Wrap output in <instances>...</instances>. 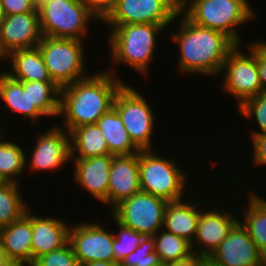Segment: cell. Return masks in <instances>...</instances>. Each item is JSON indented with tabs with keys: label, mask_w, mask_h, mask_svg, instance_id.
<instances>
[{
	"label": "cell",
	"mask_w": 266,
	"mask_h": 266,
	"mask_svg": "<svg viewBox=\"0 0 266 266\" xmlns=\"http://www.w3.org/2000/svg\"><path fill=\"white\" fill-rule=\"evenodd\" d=\"M89 10L102 21L109 15V13L116 6L117 0H82Z\"/></svg>",
	"instance_id": "cell-36"
},
{
	"label": "cell",
	"mask_w": 266,
	"mask_h": 266,
	"mask_svg": "<svg viewBox=\"0 0 266 266\" xmlns=\"http://www.w3.org/2000/svg\"><path fill=\"white\" fill-rule=\"evenodd\" d=\"M180 11L199 26L220 31L241 46L237 26L254 18L248 0H184Z\"/></svg>",
	"instance_id": "cell-4"
},
{
	"label": "cell",
	"mask_w": 266,
	"mask_h": 266,
	"mask_svg": "<svg viewBox=\"0 0 266 266\" xmlns=\"http://www.w3.org/2000/svg\"><path fill=\"white\" fill-rule=\"evenodd\" d=\"M62 219L32 213V264L40 256L60 249L69 242L70 226Z\"/></svg>",
	"instance_id": "cell-19"
},
{
	"label": "cell",
	"mask_w": 266,
	"mask_h": 266,
	"mask_svg": "<svg viewBox=\"0 0 266 266\" xmlns=\"http://www.w3.org/2000/svg\"><path fill=\"white\" fill-rule=\"evenodd\" d=\"M2 131L0 130V179L3 182L19 183L17 178L26 168V153L18 143L6 141L5 131Z\"/></svg>",
	"instance_id": "cell-27"
},
{
	"label": "cell",
	"mask_w": 266,
	"mask_h": 266,
	"mask_svg": "<svg viewBox=\"0 0 266 266\" xmlns=\"http://www.w3.org/2000/svg\"><path fill=\"white\" fill-rule=\"evenodd\" d=\"M187 199L168 203L165 210L163 229L192 244L197 232L199 215L205 204L200 207L203 204L202 202L197 205V203L194 204V201L192 203Z\"/></svg>",
	"instance_id": "cell-21"
},
{
	"label": "cell",
	"mask_w": 266,
	"mask_h": 266,
	"mask_svg": "<svg viewBox=\"0 0 266 266\" xmlns=\"http://www.w3.org/2000/svg\"><path fill=\"white\" fill-rule=\"evenodd\" d=\"M9 261L6 251L3 248L2 240L0 239V266H6Z\"/></svg>",
	"instance_id": "cell-42"
},
{
	"label": "cell",
	"mask_w": 266,
	"mask_h": 266,
	"mask_svg": "<svg viewBox=\"0 0 266 266\" xmlns=\"http://www.w3.org/2000/svg\"><path fill=\"white\" fill-rule=\"evenodd\" d=\"M96 124L102 131L111 155H132L141 151L131 140L121 117L113 107Z\"/></svg>",
	"instance_id": "cell-24"
},
{
	"label": "cell",
	"mask_w": 266,
	"mask_h": 266,
	"mask_svg": "<svg viewBox=\"0 0 266 266\" xmlns=\"http://www.w3.org/2000/svg\"><path fill=\"white\" fill-rule=\"evenodd\" d=\"M109 26L108 46L113 64L129 66L146 76L155 55L157 36L167 27L150 23Z\"/></svg>",
	"instance_id": "cell-3"
},
{
	"label": "cell",
	"mask_w": 266,
	"mask_h": 266,
	"mask_svg": "<svg viewBox=\"0 0 266 266\" xmlns=\"http://www.w3.org/2000/svg\"><path fill=\"white\" fill-rule=\"evenodd\" d=\"M253 192L252 190L248 193V208L240 212L242 213L240 222L264 256L266 255V199Z\"/></svg>",
	"instance_id": "cell-26"
},
{
	"label": "cell",
	"mask_w": 266,
	"mask_h": 266,
	"mask_svg": "<svg viewBox=\"0 0 266 266\" xmlns=\"http://www.w3.org/2000/svg\"><path fill=\"white\" fill-rule=\"evenodd\" d=\"M237 110L242 114L241 116L248 120L253 117L256 119L260 131L253 130L250 135L266 133V93H261L245 100L237 107Z\"/></svg>",
	"instance_id": "cell-33"
},
{
	"label": "cell",
	"mask_w": 266,
	"mask_h": 266,
	"mask_svg": "<svg viewBox=\"0 0 266 266\" xmlns=\"http://www.w3.org/2000/svg\"><path fill=\"white\" fill-rule=\"evenodd\" d=\"M236 45L227 55L221 73L222 88L237 99V107L245 100L263 93L257 68V54L249 47L248 54Z\"/></svg>",
	"instance_id": "cell-10"
},
{
	"label": "cell",
	"mask_w": 266,
	"mask_h": 266,
	"mask_svg": "<svg viewBox=\"0 0 266 266\" xmlns=\"http://www.w3.org/2000/svg\"><path fill=\"white\" fill-rule=\"evenodd\" d=\"M179 31H170L179 47V72L220 75L228 53L236 44L224 33L192 23L181 11Z\"/></svg>",
	"instance_id": "cell-2"
},
{
	"label": "cell",
	"mask_w": 266,
	"mask_h": 266,
	"mask_svg": "<svg viewBox=\"0 0 266 266\" xmlns=\"http://www.w3.org/2000/svg\"><path fill=\"white\" fill-rule=\"evenodd\" d=\"M120 266H163L155 251L153 236H144L134 252L127 255Z\"/></svg>",
	"instance_id": "cell-32"
},
{
	"label": "cell",
	"mask_w": 266,
	"mask_h": 266,
	"mask_svg": "<svg viewBox=\"0 0 266 266\" xmlns=\"http://www.w3.org/2000/svg\"><path fill=\"white\" fill-rule=\"evenodd\" d=\"M251 141L253 142V164L256 167L265 166L266 164V133L250 135Z\"/></svg>",
	"instance_id": "cell-38"
},
{
	"label": "cell",
	"mask_w": 266,
	"mask_h": 266,
	"mask_svg": "<svg viewBox=\"0 0 266 266\" xmlns=\"http://www.w3.org/2000/svg\"><path fill=\"white\" fill-rule=\"evenodd\" d=\"M238 221L232 211L205 206L200 212L197 232L191 244L193 252L200 256H211Z\"/></svg>",
	"instance_id": "cell-14"
},
{
	"label": "cell",
	"mask_w": 266,
	"mask_h": 266,
	"mask_svg": "<svg viewBox=\"0 0 266 266\" xmlns=\"http://www.w3.org/2000/svg\"><path fill=\"white\" fill-rule=\"evenodd\" d=\"M168 201L140 191L114 206L108 213L117 222L143 236H154L163 228Z\"/></svg>",
	"instance_id": "cell-9"
},
{
	"label": "cell",
	"mask_w": 266,
	"mask_h": 266,
	"mask_svg": "<svg viewBox=\"0 0 266 266\" xmlns=\"http://www.w3.org/2000/svg\"><path fill=\"white\" fill-rule=\"evenodd\" d=\"M140 191L139 153L114 156L107 190L109 211L122 200Z\"/></svg>",
	"instance_id": "cell-17"
},
{
	"label": "cell",
	"mask_w": 266,
	"mask_h": 266,
	"mask_svg": "<svg viewBox=\"0 0 266 266\" xmlns=\"http://www.w3.org/2000/svg\"><path fill=\"white\" fill-rule=\"evenodd\" d=\"M114 221L119 231L114 232L112 251L114 262L121 264L127 255L135 251L144 236L133 228L127 227L116 220Z\"/></svg>",
	"instance_id": "cell-31"
},
{
	"label": "cell",
	"mask_w": 266,
	"mask_h": 266,
	"mask_svg": "<svg viewBox=\"0 0 266 266\" xmlns=\"http://www.w3.org/2000/svg\"><path fill=\"white\" fill-rule=\"evenodd\" d=\"M4 18H5V14H4L3 7L1 4V0H0V26H1L2 22L4 21Z\"/></svg>",
	"instance_id": "cell-45"
},
{
	"label": "cell",
	"mask_w": 266,
	"mask_h": 266,
	"mask_svg": "<svg viewBox=\"0 0 266 266\" xmlns=\"http://www.w3.org/2000/svg\"><path fill=\"white\" fill-rule=\"evenodd\" d=\"M113 108L121 117L133 143L140 150L152 149L155 115L148 100L124 83L115 95Z\"/></svg>",
	"instance_id": "cell-8"
},
{
	"label": "cell",
	"mask_w": 266,
	"mask_h": 266,
	"mask_svg": "<svg viewBox=\"0 0 266 266\" xmlns=\"http://www.w3.org/2000/svg\"><path fill=\"white\" fill-rule=\"evenodd\" d=\"M29 97L45 116L58 117L60 88L53 81H29Z\"/></svg>",
	"instance_id": "cell-30"
},
{
	"label": "cell",
	"mask_w": 266,
	"mask_h": 266,
	"mask_svg": "<svg viewBox=\"0 0 266 266\" xmlns=\"http://www.w3.org/2000/svg\"><path fill=\"white\" fill-rule=\"evenodd\" d=\"M262 266H266V255L263 256Z\"/></svg>",
	"instance_id": "cell-46"
},
{
	"label": "cell",
	"mask_w": 266,
	"mask_h": 266,
	"mask_svg": "<svg viewBox=\"0 0 266 266\" xmlns=\"http://www.w3.org/2000/svg\"><path fill=\"white\" fill-rule=\"evenodd\" d=\"M163 266H200V255L194 253L186 259L169 262Z\"/></svg>",
	"instance_id": "cell-39"
},
{
	"label": "cell",
	"mask_w": 266,
	"mask_h": 266,
	"mask_svg": "<svg viewBox=\"0 0 266 266\" xmlns=\"http://www.w3.org/2000/svg\"><path fill=\"white\" fill-rule=\"evenodd\" d=\"M83 266H120V264L110 261H93L84 264Z\"/></svg>",
	"instance_id": "cell-41"
},
{
	"label": "cell",
	"mask_w": 266,
	"mask_h": 266,
	"mask_svg": "<svg viewBox=\"0 0 266 266\" xmlns=\"http://www.w3.org/2000/svg\"><path fill=\"white\" fill-rule=\"evenodd\" d=\"M3 60L4 61V57L1 55L0 53V61Z\"/></svg>",
	"instance_id": "cell-48"
},
{
	"label": "cell",
	"mask_w": 266,
	"mask_h": 266,
	"mask_svg": "<svg viewBox=\"0 0 266 266\" xmlns=\"http://www.w3.org/2000/svg\"><path fill=\"white\" fill-rule=\"evenodd\" d=\"M224 266H262L263 255L238 221L211 255Z\"/></svg>",
	"instance_id": "cell-16"
},
{
	"label": "cell",
	"mask_w": 266,
	"mask_h": 266,
	"mask_svg": "<svg viewBox=\"0 0 266 266\" xmlns=\"http://www.w3.org/2000/svg\"><path fill=\"white\" fill-rule=\"evenodd\" d=\"M177 18H180V4L175 0H117L102 22L105 25L150 23L167 27Z\"/></svg>",
	"instance_id": "cell-11"
},
{
	"label": "cell",
	"mask_w": 266,
	"mask_h": 266,
	"mask_svg": "<svg viewBox=\"0 0 266 266\" xmlns=\"http://www.w3.org/2000/svg\"><path fill=\"white\" fill-rule=\"evenodd\" d=\"M38 12L42 36L54 38L83 41L91 19L99 21L82 0H52L42 5Z\"/></svg>",
	"instance_id": "cell-7"
},
{
	"label": "cell",
	"mask_w": 266,
	"mask_h": 266,
	"mask_svg": "<svg viewBox=\"0 0 266 266\" xmlns=\"http://www.w3.org/2000/svg\"><path fill=\"white\" fill-rule=\"evenodd\" d=\"M19 188V183L15 182L0 184V229L18 220L29 209Z\"/></svg>",
	"instance_id": "cell-28"
},
{
	"label": "cell",
	"mask_w": 266,
	"mask_h": 266,
	"mask_svg": "<svg viewBox=\"0 0 266 266\" xmlns=\"http://www.w3.org/2000/svg\"><path fill=\"white\" fill-rule=\"evenodd\" d=\"M153 237L155 241V251L163 265L169 262L186 259L194 254L190 242L163 228Z\"/></svg>",
	"instance_id": "cell-29"
},
{
	"label": "cell",
	"mask_w": 266,
	"mask_h": 266,
	"mask_svg": "<svg viewBox=\"0 0 266 266\" xmlns=\"http://www.w3.org/2000/svg\"><path fill=\"white\" fill-rule=\"evenodd\" d=\"M6 266H30V265L20 261H9V263Z\"/></svg>",
	"instance_id": "cell-44"
},
{
	"label": "cell",
	"mask_w": 266,
	"mask_h": 266,
	"mask_svg": "<svg viewBox=\"0 0 266 266\" xmlns=\"http://www.w3.org/2000/svg\"><path fill=\"white\" fill-rule=\"evenodd\" d=\"M200 266H224L212 256H200Z\"/></svg>",
	"instance_id": "cell-40"
},
{
	"label": "cell",
	"mask_w": 266,
	"mask_h": 266,
	"mask_svg": "<svg viewBox=\"0 0 266 266\" xmlns=\"http://www.w3.org/2000/svg\"><path fill=\"white\" fill-rule=\"evenodd\" d=\"M114 155L105 154L86 159H71L74 163L73 179L93 198L107 204L110 169Z\"/></svg>",
	"instance_id": "cell-18"
},
{
	"label": "cell",
	"mask_w": 266,
	"mask_h": 266,
	"mask_svg": "<svg viewBox=\"0 0 266 266\" xmlns=\"http://www.w3.org/2000/svg\"><path fill=\"white\" fill-rule=\"evenodd\" d=\"M31 266H80L68 242L60 249L38 257Z\"/></svg>",
	"instance_id": "cell-34"
},
{
	"label": "cell",
	"mask_w": 266,
	"mask_h": 266,
	"mask_svg": "<svg viewBox=\"0 0 266 266\" xmlns=\"http://www.w3.org/2000/svg\"><path fill=\"white\" fill-rule=\"evenodd\" d=\"M42 37L37 9L7 15L0 26V53L6 57L14 50L37 47Z\"/></svg>",
	"instance_id": "cell-15"
},
{
	"label": "cell",
	"mask_w": 266,
	"mask_h": 266,
	"mask_svg": "<svg viewBox=\"0 0 266 266\" xmlns=\"http://www.w3.org/2000/svg\"><path fill=\"white\" fill-rule=\"evenodd\" d=\"M177 1L179 4H181L184 0H175Z\"/></svg>",
	"instance_id": "cell-47"
},
{
	"label": "cell",
	"mask_w": 266,
	"mask_h": 266,
	"mask_svg": "<svg viewBox=\"0 0 266 266\" xmlns=\"http://www.w3.org/2000/svg\"><path fill=\"white\" fill-rule=\"evenodd\" d=\"M52 0H33L35 8L38 10L45 3L51 2Z\"/></svg>",
	"instance_id": "cell-43"
},
{
	"label": "cell",
	"mask_w": 266,
	"mask_h": 266,
	"mask_svg": "<svg viewBox=\"0 0 266 266\" xmlns=\"http://www.w3.org/2000/svg\"><path fill=\"white\" fill-rule=\"evenodd\" d=\"M4 60L12 67L5 73L17 81H52L38 47L14 50Z\"/></svg>",
	"instance_id": "cell-23"
},
{
	"label": "cell",
	"mask_w": 266,
	"mask_h": 266,
	"mask_svg": "<svg viewBox=\"0 0 266 266\" xmlns=\"http://www.w3.org/2000/svg\"><path fill=\"white\" fill-rule=\"evenodd\" d=\"M154 150L139 152V181L142 192L162 198L168 202L182 200L188 181L186 171L176 164L175 159L166 158Z\"/></svg>",
	"instance_id": "cell-5"
},
{
	"label": "cell",
	"mask_w": 266,
	"mask_h": 266,
	"mask_svg": "<svg viewBox=\"0 0 266 266\" xmlns=\"http://www.w3.org/2000/svg\"><path fill=\"white\" fill-rule=\"evenodd\" d=\"M114 232L96 222H78L70 226L69 243L80 266L93 261L114 262Z\"/></svg>",
	"instance_id": "cell-12"
},
{
	"label": "cell",
	"mask_w": 266,
	"mask_h": 266,
	"mask_svg": "<svg viewBox=\"0 0 266 266\" xmlns=\"http://www.w3.org/2000/svg\"><path fill=\"white\" fill-rule=\"evenodd\" d=\"M60 128L61 126H52L46 132L38 134L31 158L26 155L25 163H30L26 164L30 171H54L71 161L70 134L66 129Z\"/></svg>",
	"instance_id": "cell-13"
},
{
	"label": "cell",
	"mask_w": 266,
	"mask_h": 266,
	"mask_svg": "<svg viewBox=\"0 0 266 266\" xmlns=\"http://www.w3.org/2000/svg\"><path fill=\"white\" fill-rule=\"evenodd\" d=\"M89 72V76L60 88L59 117L68 132L83 125L96 124L112 107L124 82L115 70Z\"/></svg>",
	"instance_id": "cell-1"
},
{
	"label": "cell",
	"mask_w": 266,
	"mask_h": 266,
	"mask_svg": "<svg viewBox=\"0 0 266 266\" xmlns=\"http://www.w3.org/2000/svg\"><path fill=\"white\" fill-rule=\"evenodd\" d=\"M0 229V239L10 261L32 265V212Z\"/></svg>",
	"instance_id": "cell-20"
},
{
	"label": "cell",
	"mask_w": 266,
	"mask_h": 266,
	"mask_svg": "<svg viewBox=\"0 0 266 266\" xmlns=\"http://www.w3.org/2000/svg\"><path fill=\"white\" fill-rule=\"evenodd\" d=\"M84 41L43 36L39 48L52 81L62 88L88 77ZM85 60V61H84Z\"/></svg>",
	"instance_id": "cell-6"
},
{
	"label": "cell",
	"mask_w": 266,
	"mask_h": 266,
	"mask_svg": "<svg viewBox=\"0 0 266 266\" xmlns=\"http://www.w3.org/2000/svg\"><path fill=\"white\" fill-rule=\"evenodd\" d=\"M6 104V108L17 112L24 118L31 119V123H37L45 116L29 97V81H17L11 78L5 71L0 72V100Z\"/></svg>",
	"instance_id": "cell-22"
},
{
	"label": "cell",
	"mask_w": 266,
	"mask_h": 266,
	"mask_svg": "<svg viewBox=\"0 0 266 266\" xmlns=\"http://www.w3.org/2000/svg\"><path fill=\"white\" fill-rule=\"evenodd\" d=\"M1 4L5 16L36 10L33 0H1Z\"/></svg>",
	"instance_id": "cell-37"
},
{
	"label": "cell",
	"mask_w": 266,
	"mask_h": 266,
	"mask_svg": "<svg viewBox=\"0 0 266 266\" xmlns=\"http://www.w3.org/2000/svg\"><path fill=\"white\" fill-rule=\"evenodd\" d=\"M247 45L257 54V68L263 93H266V41L257 40Z\"/></svg>",
	"instance_id": "cell-35"
},
{
	"label": "cell",
	"mask_w": 266,
	"mask_h": 266,
	"mask_svg": "<svg viewBox=\"0 0 266 266\" xmlns=\"http://www.w3.org/2000/svg\"><path fill=\"white\" fill-rule=\"evenodd\" d=\"M69 134L70 159H86L110 154L106 140L97 124L74 128Z\"/></svg>",
	"instance_id": "cell-25"
}]
</instances>
